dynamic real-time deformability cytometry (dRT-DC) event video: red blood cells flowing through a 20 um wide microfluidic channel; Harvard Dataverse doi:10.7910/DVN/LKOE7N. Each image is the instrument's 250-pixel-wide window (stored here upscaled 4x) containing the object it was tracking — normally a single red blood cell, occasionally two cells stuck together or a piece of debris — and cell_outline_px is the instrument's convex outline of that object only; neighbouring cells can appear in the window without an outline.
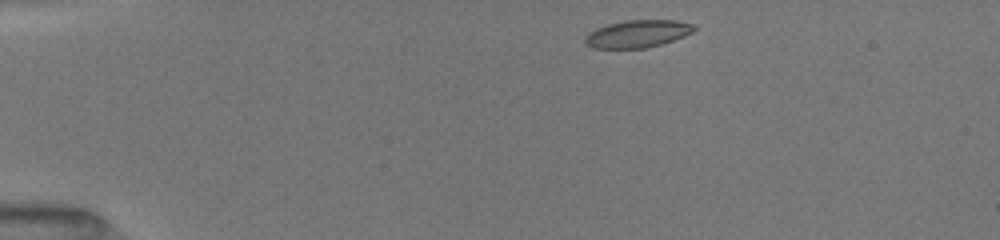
{"species": "common noctule bat (a hibernating species)", "species_latin": "Nyctalus noctula", "temperature_condition": "room temperature", "stored_images_in_passage": 43, "camera_frame_rate_fps": 3000, "um_per_image_px": 0.085, "animal": {"sex": "female", "body_mass_g": 19.5, "forearm_length_mm": 54.1}, "frame": {"image": 1, "passage_image": 1, "time_ms": 0.0, "image_size_px": [1000, 240], "cell_outline_px": [[696, 28], [692, 32], [684, 36], [660, 44], [644, 48], [592, 48], [584, 40], [584, 36], [588, 32], [596, 28], [608, 24], [628, 20], [676, 20], [692, 24]], "centroid_in_image_um": [54.16, 2.87], "position_along_channel_um": 30.8, "area_um2": 17.28}}
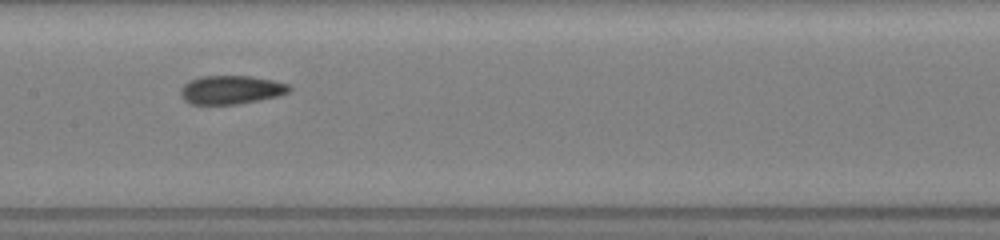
{"frame": {"image": 2, "passage_image": 18, "time_ms": 5.667, "image_size_px": [1000, 240], "cell_outline_px": [[292, 88], [288, 92], [276, 96], [260, 100], [236, 104], [192, 104], [184, 100], [180, 96], [180, 88], [188, 80], [200, 76], [252, 76], [272, 80], [288, 84]], "centroid_in_image_um": [19.6, 7.62], "position_along_channel_um": 187.8, "area_um2": 18.15}}
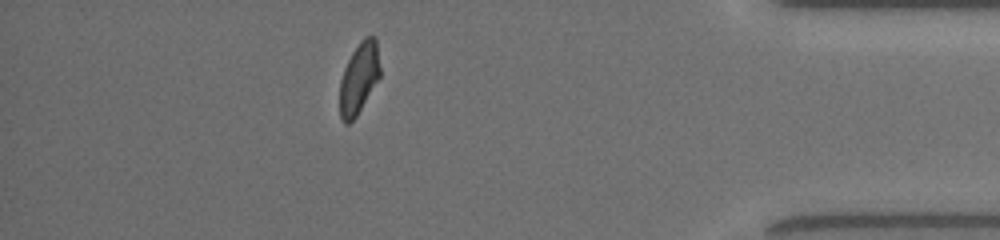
{"frame": {"image": 3, "passage_image": 37, "time_ms": 12.0, "image_size_px": [1000, 240], "cell_outline_px": [[380, 76], [356, 116], [348, 124], [344, 124], [340, 116], [340, 80], [344, 68], [352, 52], [360, 40], [364, 36], [372, 36], [376, 40], [380, 68]], "centroid_in_image_um": [30.5, 6.63], "position_along_channel_um": 404.7, "area_um2": 16.53}, "authors_computed_cell_mechanics": {"area_um2": 17.8024, "velocity_mm_per_s": 4.0029, "shape_relaxation_time_tau1_ms": 7.0057, "shape_relaxation_time_tau2_ms": 1.739, "deformation_change_tau1": 0.1748, "deformation_change_tau2": 0.0756}}